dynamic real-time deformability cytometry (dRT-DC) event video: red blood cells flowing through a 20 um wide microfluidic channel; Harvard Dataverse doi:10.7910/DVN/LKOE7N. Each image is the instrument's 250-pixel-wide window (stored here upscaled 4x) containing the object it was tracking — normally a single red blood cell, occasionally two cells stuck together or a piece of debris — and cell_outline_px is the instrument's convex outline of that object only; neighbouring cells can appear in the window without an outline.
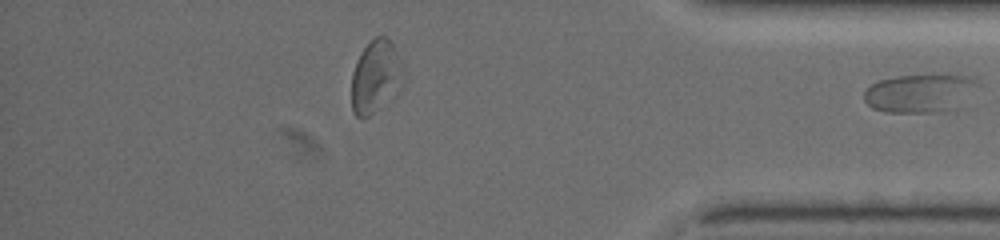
{"species": "common noctule bat (a hibernating species)", "species_latin": "Nyctalus noctula", "temperature_condition": "warm", "stored_images_in_passage": 44, "segment_of_instrument_passage": [2, 2], "camera_frame_rate_fps": 3000, "um_per_image_px": 0.085, "animal": {"sex": "female", "body_mass_g": 19.5, "forearm_length_mm": 54.1}, "frame": {"image": 1, "passage_image": 44, "time_ms": 14.333, "image_size_px": [1000, 240], "cell_outline_px": [[980, 84], [944, 112], [888, 112], [872, 108], [864, 100], [864, 92], [872, 84], [880, 80], [896, 76], [932, 72], [944, 72], [968, 76], [976, 80]], "centroid_in_image_um": [78.14, 7.84], "position_along_channel_um": 357.1, "area_um2": 25.49}}